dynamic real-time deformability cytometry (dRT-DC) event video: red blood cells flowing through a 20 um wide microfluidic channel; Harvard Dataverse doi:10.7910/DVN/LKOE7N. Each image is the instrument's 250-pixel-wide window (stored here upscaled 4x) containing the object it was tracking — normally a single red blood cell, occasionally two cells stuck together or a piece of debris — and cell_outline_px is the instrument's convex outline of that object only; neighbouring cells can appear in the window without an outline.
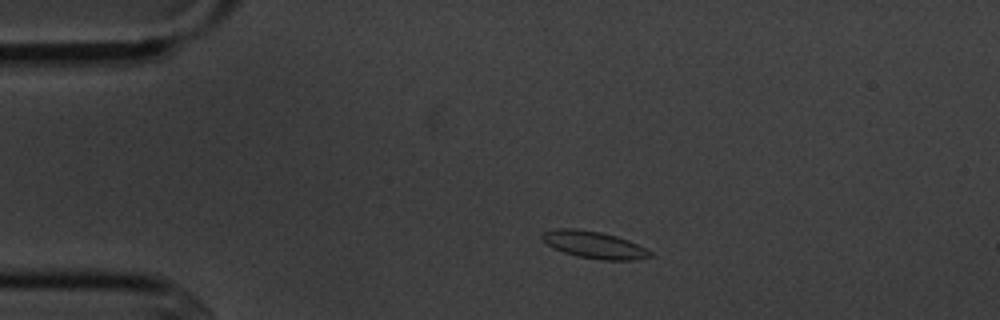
{"species": "common noctule bat (a hibernating species)", "species_latin": "Nyctalus noctula", "temperature_condition": "cold", "stored_images_in_passage": 3, "camera_frame_rate_fps": 3000, "um_per_image_px": 0.085, "animal": {"sex": "male", "body_mass_g": 20.1, "forearm_length_mm": 53.5}, "frame": {"image": 1, "passage_image": 1, "time_ms": 0.0, "image_size_px": [1000, 320], "cell_outline_px": [[652, 256], [636, 260], [604, 260], [576, 256], [552, 248], [540, 236], [544, 232], [556, 228], [576, 228], [600, 232], [616, 236], [628, 240], [652, 252]], "centroid_in_image_um": [50.48, 20.81], "position_along_channel_um": 34.5, "area_um2": 16.94}}
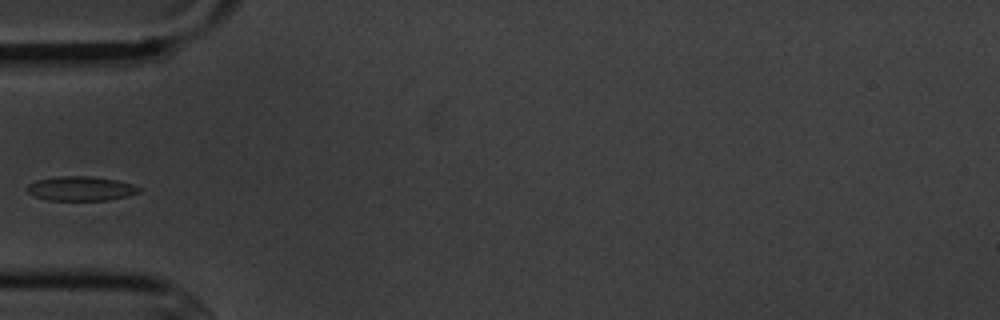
{"frame": {"image": 2, "passage_image": 3, "time_ms": 2.333, "image_size_px": [1000, 320], "cell_outline_px": [[140, 192], [128, 196], [108, 200], [48, 200], [36, 196], [28, 192], [28, 184], [36, 180], [56, 176], [88, 176], [116, 180], [132, 184], [140, 188]], "centroid_in_image_um": [6.88, 16.02], "position_along_channel_um": 78.1, "area_um2": 15.78}}